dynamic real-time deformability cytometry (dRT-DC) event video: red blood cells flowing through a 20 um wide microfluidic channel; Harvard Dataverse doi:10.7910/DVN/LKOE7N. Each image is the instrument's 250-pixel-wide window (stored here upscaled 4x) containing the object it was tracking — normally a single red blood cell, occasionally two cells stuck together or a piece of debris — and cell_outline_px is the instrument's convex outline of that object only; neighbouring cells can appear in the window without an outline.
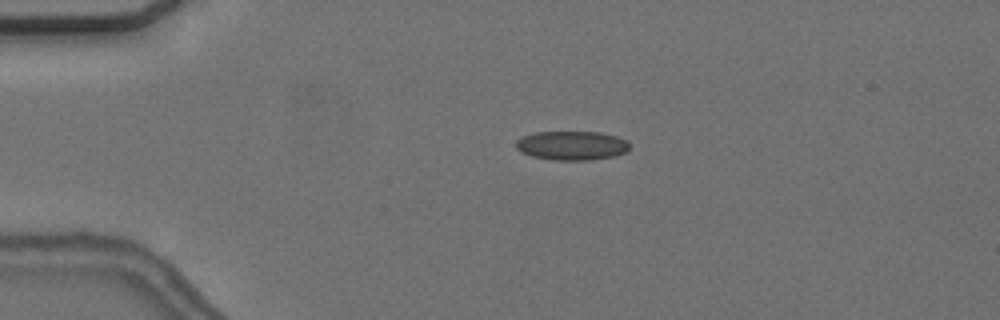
{"species": "common noctule bat (a hibernating species)", "species_latin": "Nyctalus noctula", "temperature_condition": "cold", "stored_images_in_passage": 45, "camera_frame_rate_fps": 3000, "um_per_image_px": 0.085, "animal": {"sex": "female", "body_mass_g": 24.6, "forearm_length_mm": 56.2}, "frame": {"image": 1, "passage_image": 2, "time_ms": 0.333, "image_size_px": [1000, 320], "cell_outline_px": [[628, 148], [624, 152], [612, 156], [592, 160], [552, 160], [532, 156], [516, 148], [516, 140], [524, 136], [536, 132], [600, 132], [616, 136], [628, 140]], "centroid_in_image_um": [48.6, 12.37], "position_along_channel_um": 36.4, "area_um2": 19.07}}
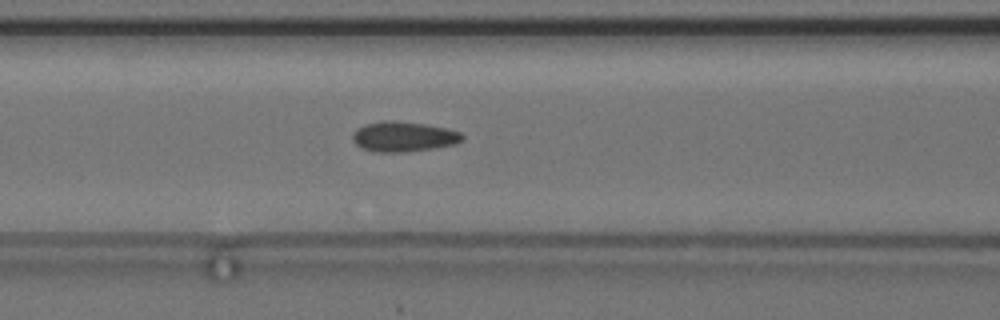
{"frame": {"image": 2, "passage_image": 13, "time_ms": 4.0, "image_size_px": [1000, 320], "cell_outline_px": [[464, 140], [456, 144], [408, 152], [376, 152], [360, 148], [352, 140], [352, 136], [356, 128], [364, 124], [384, 120], [396, 120], [428, 124], [448, 128], [460, 132], [464, 136]], "centroid_in_image_um": [34.3, 11.6], "position_along_channel_um": 132.3, "area_um2": 19.65}}
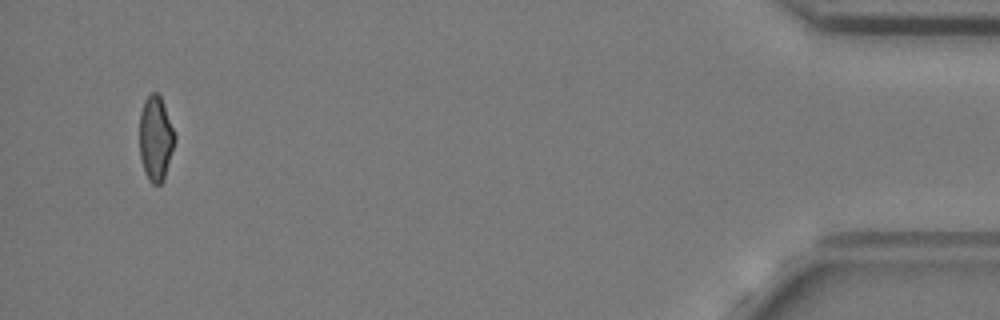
{"frame": {"image": 3, "passage_image": 43, "time_ms": 14.0, "image_size_px": [1000, 320], "cell_outline_px": [[176, 140], [164, 180], [160, 184], [152, 184], [148, 180], [144, 172], [140, 156], [140, 112], [144, 100], [152, 92], [156, 92], [160, 96], [176, 136]], "centroid_in_image_um": [13.23, 11.8], "position_along_channel_um": 422.0, "area_um2": 17.46}, "authors_computed_cell_mechanics": {"area_um2": 18.6116, "velocity_mm_per_s": 3.7042, "shape_relaxation_time_tau1_ms": 4.0788, "shape_relaxation_time_tau2_ms": 2.3368, "deformation_change_tau1": 0.08, "deformation_change_tau2": 0.0875}}